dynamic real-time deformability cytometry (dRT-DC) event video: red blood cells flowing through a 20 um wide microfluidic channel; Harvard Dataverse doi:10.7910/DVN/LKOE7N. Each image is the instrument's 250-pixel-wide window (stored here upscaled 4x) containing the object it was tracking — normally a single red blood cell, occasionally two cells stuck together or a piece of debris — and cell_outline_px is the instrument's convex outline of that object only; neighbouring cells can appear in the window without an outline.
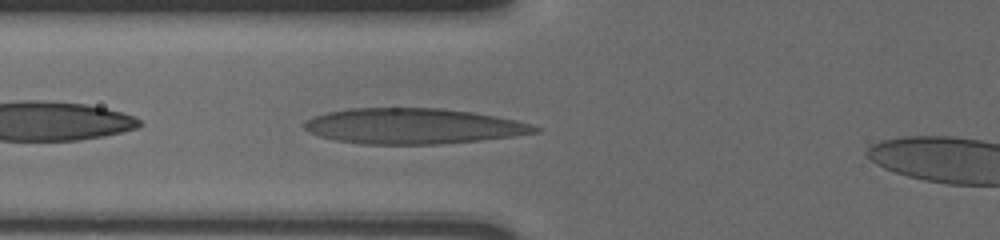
{"species": "human", "species_latin": "Homo sapiens", "temperature_condition": "cold", "stored_images_in_passage": 35, "camera_frame_rate_fps": 3000, "um_per_image_px": 0.085, "donor": {"sex": "male"}, "frame": {"image": 1, "passage_image": 4, "time_ms": 1.0, "image_size_px": [1000, 240], "cell_outline_px": [[540, 132], [512, 136], [480, 140], [440, 144], [364, 144], [336, 140], [320, 136], [308, 132], [304, 128], [304, 120], [312, 116], [328, 112], [348, 108], [440, 108], [472, 112], [496, 116], [516, 120], [532, 124], [540, 128]], "centroid_in_image_um": [35.1, 10.71], "position_along_channel_um": 90.7, "area_um2": 47.86}}
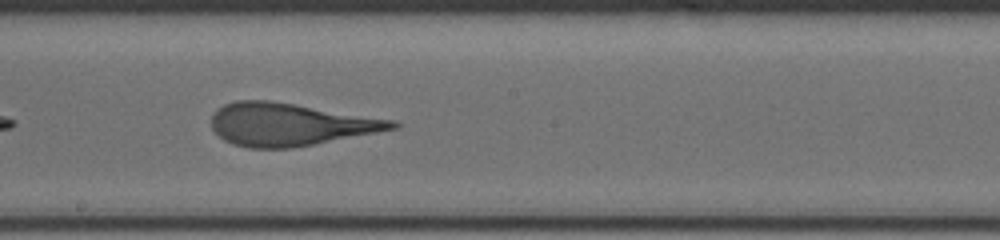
{"frame": {"image": 2, "passage_image": 15, "time_ms": 4.667, "image_size_px": [1000, 240], "cell_outline_px": [[400, 124], [396, 128], [376, 132], [292, 148], [248, 148], [232, 144], [224, 140], [212, 128], [212, 116], [216, 108], [224, 104], [236, 100], [268, 100], [396, 120]], "centroid_in_image_um": [24.6, 10.57], "position_along_channel_um": 223.6, "area_um2": 44.56}}
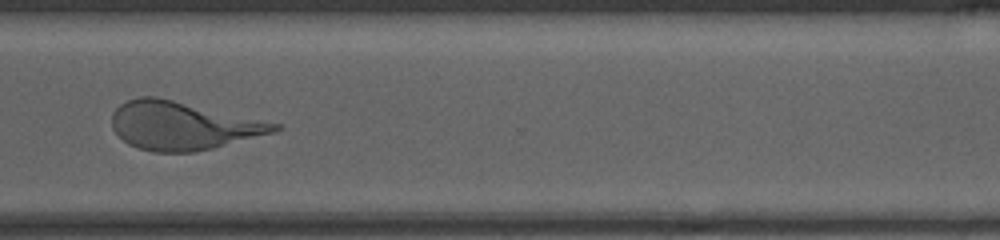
{"frame": {"image": 3, "passage_image": 26, "time_ms": 8.333, "image_size_px": [1000, 240], "cell_outline_px": [[284, 128], [272, 132], [212, 148], [192, 152], [156, 152], [140, 148], [128, 144], [112, 128], [112, 112], [120, 104], [128, 100], [140, 96], [156, 96], [280, 124]], "centroid_in_image_um": [15.48, 10.67], "position_along_channel_um": 355.1, "area_um2": 44.97}}